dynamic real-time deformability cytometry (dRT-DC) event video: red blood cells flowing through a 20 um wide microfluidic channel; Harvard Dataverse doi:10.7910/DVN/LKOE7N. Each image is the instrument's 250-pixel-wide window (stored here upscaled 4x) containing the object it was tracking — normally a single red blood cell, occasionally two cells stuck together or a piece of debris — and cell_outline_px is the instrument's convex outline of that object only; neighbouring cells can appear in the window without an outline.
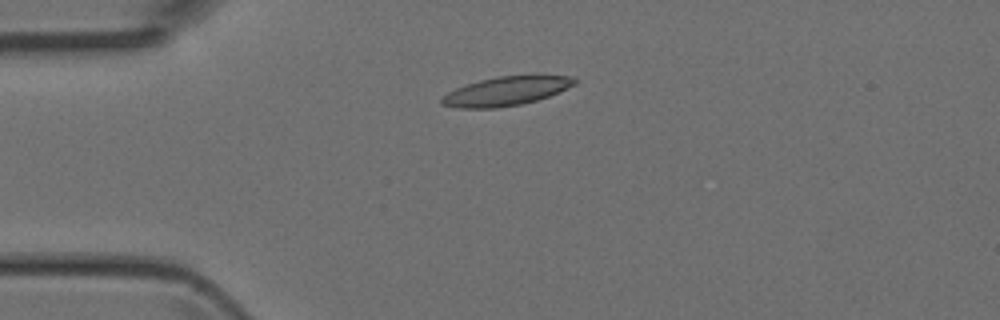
{"species": "Egyptian fruit bat (a non-hibernating species)", "species_latin": "Rousettus aegyptiacus", "temperature_condition": "room temperature", "stored_images_in_passage": 3, "camera_frame_rate_fps": 3000, "um_per_image_px": 0.085, "animal": {"sex": "female"}, "frame": {"image": 1, "passage_image": 3, "time_ms": 0.667, "image_size_px": [1000, 320], "cell_outline_px": [[576, 84], [548, 96], [536, 100], [520, 104], [496, 108], [456, 108], [440, 104], [440, 96], [456, 88], [480, 80], [496, 76], [532, 72], [572, 76], [576, 80]], "centroid_in_image_um": [43.06, 7.69], "position_along_channel_um": 41.9, "area_um2": 23.24}}